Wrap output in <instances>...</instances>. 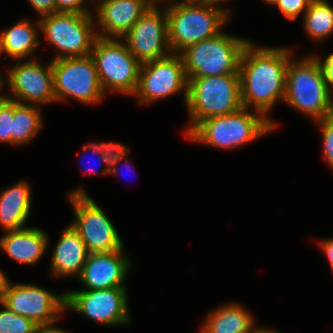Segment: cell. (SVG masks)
<instances>
[{
	"label": "cell",
	"mask_w": 333,
	"mask_h": 333,
	"mask_svg": "<svg viewBox=\"0 0 333 333\" xmlns=\"http://www.w3.org/2000/svg\"><path fill=\"white\" fill-rule=\"evenodd\" d=\"M320 65L324 74L328 92L333 98V53H330L325 60H321ZM332 88V89H331Z\"/></svg>",
	"instance_id": "4dcf8cb0"
},
{
	"label": "cell",
	"mask_w": 333,
	"mask_h": 333,
	"mask_svg": "<svg viewBox=\"0 0 333 333\" xmlns=\"http://www.w3.org/2000/svg\"><path fill=\"white\" fill-rule=\"evenodd\" d=\"M304 28L313 40L333 33V7L326 0H312L304 13Z\"/></svg>",
	"instance_id": "cb8c5ba5"
},
{
	"label": "cell",
	"mask_w": 333,
	"mask_h": 333,
	"mask_svg": "<svg viewBox=\"0 0 333 333\" xmlns=\"http://www.w3.org/2000/svg\"><path fill=\"white\" fill-rule=\"evenodd\" d=\"M47 237L39 228L24 227L0 237V248L17 262L35 265L47 249Z\"/></svg>",
	"instance_id": "d6986e66"
},
{
	"label": "cell",
	"mask_w": 333,
	"mask_h": 333,
	"mask_svg": "<svg viewBox=\"0 0 333 333\" xmlns=\"http://www.w3.org/2000/svg\"><path fill=\"white\" fill-rule=\"evenodd\" d=\"M53 325L54 324L40 326L38 327L37 333H68L67 331L61 330L58 327L55 328Z\"/></svg>",
	"instance_id": "d590c367"
},
{
	"label": "cell",
	"mask_w": 333,
	"mask_h": 333,
	"mask_svg": "<svg viewBox=\"0 0 333 333\" xmlns=\"http://www.w3.org/2000/svg\"><path fill=\"white\" fill-rule=\"evenodd\" d=\"M320 244L322 250L324 251V254L327 256V259L331 265L330 268L333 270V238L326 239L320 242Z\"/></svg>",
	"instance_id": "836d02e7"
},
{
	"label": "cell",
	"mask_w": 333,
	"mask_h": 333,
	"mask_svg": "<svg viewBox=\"0 0 333 333\" xmlns=\"http://www.w3.org/2000/svg\"><path fill=\"white\" fill-rule=\"evenodd\" d=\"M14 110L15 100L6 98L0 101V142L11 144Z\"/></svg>",
	"instance_id": "4316f807"
},
{
	"label": "cell",
	"mask_w": 333,
	"mask_h": 333,
	"mask_svg": "<svg viewBox=\"0 0 333 333\" xmlns=\"http://www.w3.org/2000/svg\"><path fill=\"white\" fill-rule=\"evenodd\" d=\"M51 67L56 102L68 97L85 105L101 102L104 92L91 56L53 59Z\"/></svg>",
	"instance_id": "30bf717a"
},
{
	"label": "cell",
	"mask_w": 333,
	"mask_h": 333,
	"mask_svg": "<svg viewBox=\"0 0 333 333\" xmlns=\"http://www.w3.org/2000/svg\"><path fill=\"white\" fill-rule=\"evenodd\" d=\"M67 197L76 217L71 225L85 243L88 253L114 252L124 248L114 225L82 187Z\"/></svg>",
	"instance_id": "9c48e42d"
},
{
	"label": "cell",
	"mask_w": 333,
	"mask_h": 333,
	"mask_svg": "<svg viewBox=\"0 0 333 333\" xmlns=\"http://www.w3.org/2000/svg\"><path fill=\"white\" fill-rule=\"evenodd\" d=\"M284 102L313 118L314 122L333 114V98L317 55L289 60Z\"/></svg>",
	"instance_id": "3957f363"
},
{
	"label": "cell",
	"mask_w": 333,
	"mask_h": 333,
	"mask_svg": "<svg viewBox=\"0 0 333 333\" xmlns=\"http://www.w3.org/2000/svg\"><path fill=\"white\" fill-rule=\"evenodd\" d=\"M185 104L191 124L185 130L186 136L200 121L234 113L243 107L240 75L189 78Z\"/></svg>",
	"instance_id": "277c9868"
},
{
	"label": "cell",
	"mask_w": 333,
	"mask_h": 333,
	"mask_svg": "<svg viewBox=\"0 0 333 333\" xmlns=\"http://www.w3.org/2000/svg\"><path fill=\"white\" fill-rule=\"evenodd\" d=\"M255 333H280L278 332V330H274V329H270V328H263V327H260Z\"/></svg>",
	"instance_id": "8d00e7d4"
},
{
	"label": "cell",
	"mask_w": 333,
	"mask_h": 333,
	"mask_svg": "<svg viewBox=\"0 0 333 333\" xmlns=\"http://www.w3.org/2000/svg\"><path fill=\"white\" fill-rule=\"evenodd\" d=\"M31 210V191L25 181L0 194V226L5 231L23 229Z\"/></svg>",
	"instance_id": "ffe728a7"
},
{
	"label": "cell",
	"mask_w": 333,
	"mask_h": 333,
	"mask_svg": "<svg viewBox=\"0 0 333 333\" xmlns=\"http://www.w3.org/2000/svg\"><path fill=\"white\" fill-rule=\"evenodd\" d=\"M100 152L104 155L106 164L109 166V174L117 173L118 162L128 155L129 149L122 144H114L113 142H98L96 143Z\"/></svg>",
	"instance_id": "484cf974"
},
{
	"label": "cell",
	"mask_w": 333,
	"mask_h": 333,
	"mask_svg": "<svg viewBox=\"0 0 333 333\" xmlns=\"http://www.w3.org/2000/svg\"><path fill=\"white\" fill-rule=\"evenodd\" d=\"M123 249L114 252L89 253L83 266L80 283L84 290H103L114 287H125L126 274L131 263L123 256Z\"/></svg>",
	"instance_id": "2e32d148"
},
{
	"label": "cell",
	"mask_w": 333,
	"mask_h": 333,
	"mask_svg": "<svg viewBox=\"0 0 333 333\" xmlns=\"http://www.w3.org/2000/svg\"><path fill=\"white\" fill-rule=\"evenodd\" d=\"M3 310H0V333H37L38 325L24 316L10 311L1 302Z\"/></svg>",
	"instance_id": "d4e9b609"
},
{
	"label": "cell",
	"mask_w": 333,
	"mask_h": 333,
	"mask_svg": "<svg viewBox=\"0 0 333 333\" xmlns=\"http://www.w3.org/2000/svg\"><path fill=\"white\" fill-rule=\"evenodd\" d=\"M41 16L56 13L55 0H28Z\"/></svg>",
	"instance_id": "1f68e13d"
},
{
	"label": "cell",
	"mask_w": 333,
	"mask_h": 333,
	"mask_svg": "<svg viewBox=\"0 0 333 333\" xmlns=\"http://www.w3.org/2000/svg\"><path fill=\"white\" fill-rule=\"evenodd\" d=\"M85 243L78 232L68 225L63 231L53 250L51 260V271L54 276L67 277L70 275H81L88 256Z\"/></svg>",
	"instance_id": "ac0fdd59"
},
{
	"label": "cell",
	"mask_w": 333,
	"mask_h": 333,
	"mask_svg": "<svg viewBox=\"0 0 333 333\" xmlns=\"http://www.w3.org/2000/svg\"><path fill=\"white\" fill-rule=\"evenodd\" d=\"M252 315L240 304L231 303L209 312L201 333H255Z\"/></svg>",
	"instance_id": "44dd1931"
},
{
	"label": "cell",
	"mask_w": 333,
	"mask_h": 333,
	"mask_svg": "<svg viewBox=\"0 0 333 333\" xmlns=\"http://www.w3.org/2000/svg\"><path fill=\"white\" fill-rule=\"evenodd\" d=\"M122 39L141 64L170 55L166 10L162 13L155 2Z\"/></svg>",
	"instance_id": "5bb4252c"
},
{
	"label": "cell",
	"mask_w": 333,
	"mask_h": 333,
	"mask_svg": "<svg viewBox=\"0 0 333 333\" xmlns=\"http://www.w3.org/2000/svg\"><path fill=\"white\" fill-rule=\"evenodd\" d=\"M264 1L267 2L268 4L274 5L277 0H264Z\"/></svg>",
	"instance_id": "f35d334b"
},
{
	"label": "cell",
	"mask_w": 333,
	"mask_h": 333,
	"mask_svg": "<svg viewBox=\"0 0 333 333\" xmlns=\"http://www.w3.org/2000/svg\"><path fill=\"white\" fill-rule=\"evenodd\" d=\"M91 13L57 12L39 19L40 31L44 33L59 53L54 59L87 57L91 55L97 33L94 32Z\"/></svg>",
	"instance_id": "ba28073f"
},
{
	"label": "cell",
	"mask_w": 333,
	"mask_h": 333,
	"mask_svg": "<svg viewBox=\"0 0 333 333\" xmlns=\"http://www.w3.org/2000/svg\"><path fill=\"white\" fill-rule=\"evenodd\" d=\"M85 1L86 0H55L56 13H91L87 10V8H85V6H83Z\"/></svg>",
	"instance_id": "f546056e"
},
{
	"label": "cell",
	"mask_w": 333,
	"mask_h": 333,
	"mask_svg": "<svg viewBox=\"0 0 333 333\" xmlns=\"http://www.w3.org/2000/svg\"><path fill=\"white\" fill-rule=\"evenodd\" d=\"M97 4V22L101 38H123L154 0H101Z\"/></svg>",
	"instance_id": "e0dca14e"
},
{
	"label": "cell",
	"mask_w": 333,
	"mask_h": 333,
	"mask_svg": "<svg viewBox=\"0 0 333 333\" xmlns=\"http://www.w3.org/2000/svg\"><path fill=\"white\" fill-rule=\"evenodd\" d=\"M4 85L3 81H2V77L0 75V89L2 88V86Z\"/></svg>",
	"instance_id": "60d3db41"
},
{
	"label": "cell",
	"mask_w": 333,
	"mask_h": 333,
	"mask_svg": "<svg viewBox=\"0 0 333 333\" xmlns=\"http://www.w3.org/2000/svg\"><path fill=\"white\" fill-rule=\"evenodd\" d=\"M166 2L168 44L172 53L179 54L192 44L218 35L229 20V9L217 7L219 3Z\"/></svg>",
	"instance_id": "7a4b0ae2"
},
{
	"label": "cell",
	"mask_w": 333,
	"mask_h": 333,
	"mask_svg": "<svg viewBox=\"0 0 333 333\" xmlns=\"http://www.w3.org/2000/svg\"><path fill=\"white\" fill-rule=\"evenodd\" d=\"M183 2H207V3H221L223 0H183Z\"/></svg>",
	"instance_id": "74e56055"
},
{
	"label": "cell",
	"mask_w": 333,
	"mask_h": 333,
	"mask_svg": "<svg viewBox=\"0 0 333 333\" xmlns=\"http://www.w3.org/2000/svg\"><path fill=\"white\" fill-rule=\"evenodd\" d=\"M291 50L278 47H255L251 41L244 48L239 75L241 101L245 108H254L266 115L279 101H284L286 71Z\"/></svg>",
	"instance_id": "6da1fadb"
},
{
	"label": "cell",
	"mask_w": 333,
	"mask_h": 333,
	"mask_svg": "<svg viewBox=\"0 0 333 333\" xmlns=\"http://www.w3.org/2000/svg\"><path fill=\"white\" fill-rule=\"evenodd\" d=\"M6 81L13 94L9 99L21 104L39 105L56 102L51 62L41 66L37 60L16 63L8 70ZM26 102V103H25Z\"/></svg>",
	"instance_id": "9a60e30c"
},
{
	"label": "cell",
	"mask_w": 333,
	"mask_h": 333,
	"mask_svg": "<svg viewBox=\"0 0 333 333\" xmlns=\"http://www.w3.org/2000/svg\"><path fill=\"white\" fill-rule=\"evenodd\" d=\"M188 79L180 54L170 55L141 64L138 85L133 94L140 104L172 96L184 90L187 100Z\"/></svg>",
	"instance_id": "8fae6325"
},
{
	"label": "cell",
	"mask_w": 333,
	"mask_h": 333,
	"mask_svg": "<svg viewBox=\"0 0 333 333\" xmlns=\"http://www.w3.org/2000/svg\"><path fill=\"white\" fill-rule=\"evenodd\" d=\"M0 91H1V89H0ZM6 98H8V96H6V95H5V96H4V95H0V101H1V100H4V99H6Z\"/></svg>",
	"instance_id": "ab89813d"
},
{
	"label": "cell",
	"mask_w": 333,
	"mask_h": 333,
	"mask_svg": "<svg viewBox=\"0 0 333 333\" xmlns=\"http://www.w3.org/2000/svg\"><path fill=\"white\" fill-rule=\"evenodd\" d=\"M249 42L222 31L212 38L186 47L179 54L187 79L239 74L241 56Z\"/></svg>",
	"instance_id": "8992f818"
},
{
	"label": "cell",
	"mask_w": 333,
	"mask_h": 333,
	"mask_svg": "<svg viewBox=\"0 0 333 333\" xmlns=\"http://www.w3.org/2000/svg\"><path fill=\"white\" fill-rule=\"evenodd\" d=\"M90 56L95 62L104 93L107 89L126 95L135 93L141 63L122 39L97 37Z\"/></svg>",
	"instance_id": "52a82bcc"
},
{
	"label": "cell",
	"mask_w": 333,
	"mask_h": 333,
	"mask_svg": "<svg viewBox=\"0 0 333 333\" xmlns=\"http://www.w3.org/2000/svg\"><path fill=\"white\" fill-rule=\"evenodd\" d=\"M275 127L263 114L242 107L234 113L200 121L187 135L190 140L217 148H234L268 134Z\"/></svg>",
	"instance_id": "5b68a950"
},
{
	"label": "cell",
	"mask_w": 333,
	"mask_h": 333,
	"mask_svg": "<svg viewBox=\"0 0 333 333\" xmlns=\"http://www.w3.org/2000/svg\"><path fill=\"white\" fill-rule=\"evenodd\" d=\"M65 294V309H72L97 323L114 326L131 322L126 287L73 290Z\"/></svg>",
	"instance_id": "7c38bea8"
},
{
	"label": "cell",
	"mask_w": 333,
	"mask_h": 333,
	"mask_svg": "<svg viewBox=\"0 0 333 333\" xmlns=\"http://www.w3.org/2000/svg\"><path fill=\"white\" fill-rule=\"evenodd\" d=\"M89 148H90V150L92 151V153L93 154H98V156H99V158H100V160H101V163L100 164H102L103 162H104V164H105V170L103 171V172H100L99 171V169L98 170H89L92 174L93 173H95V174H98V173H102L103 175H107L108 173H109V166L106 164V160H105V157H104V155L100 152V150H99V147H98V145L96 144V143H91V144H88V145H84L83 147H82V149L84 150V151H87V150H89ZM103 161V162H102ZM100 166V165H99Z\"/></svg>",
	"instance_id": "d6a6232c"
},
{
	"label": "cell",
	"mask_w": 333,
	"mask_h": 333,
	"mask_svg": "<svg viewBox=\"0 0 333 333\" xmlns=\"http://www.w3.org/2000/svg\"><path fill=\"white\" fill-rule=\"evenodd\" d=\"M0 302L40 327L60 319L65 310L66 294H55L31 284H10Z\"/></svg>",
	"instance_id": "4fadbf2b"
},
{
	"label": "cell",
	"mask_w": 333,
	"mask_h": 333,
	"mask_svg": "<svg viewBox=\"0 0 333 333\" xmlns=\"http://www.w3.org/2000/svg\"><path fill=\"white\" fill-rule=\"evenodd\" d=\"M11 282H9L7 276L0 270V300L4 297L5 293L9 289Z\"/></svg>",
	"instance_id": "e575fe53"
},
{
	"label": "cell",
	"mask_w": 333,
	"mask_h": 333,
	"mask_svg": "<svg viewBox=\"0 0 333 333\" xmlns=\"http://www.w3.org/2000/svg\"><path fill=\"white\" fill-rule=\"evenodd\" d=\"M42 124L40 108L37 105L21 104L15 101L11 144L21 145L29 142L41 129Z\"/></svg>",
	"instance_id": "603a6c76"
},
{
	"label": "cell",
	"mask_w": 333,
	"mask_h": 333,
	"mask_svg": "<svg viewBox=\"0 0 333 333\" xmlns=\"http://www.w3.org/2000/svg\"><path fill=\"white\" fill-rule=\"evenodd\" d=\"M37 26L39 27L36 28L30 21L23 19L3 31L0 34V56L4 52L13 59H23L34 53L41 43L37 34L38 29L40 30L39 20Z\"/></svg>",
	"instance_id": "7402d4cb"
},
{
	"label": "cell",
	"mask_w": 333,
	"mask_h": 333,
	"mask_svg": "<svg viewBox=\"0 0 333 333\" xmlns=\"http://www.w3.org/2000/svg\"><path fill=\"white\" fill-rule=\"evenodd\" d=\"M322 131L323 154L329 166L333 169V114L316 121Z\"/></svg>",
	"instance_id": "83f0119b"
},
{
	"label": "cell",
	"mask_w": 333,
	"mask_h": 333,
	"mask_svg": "<svg viewBox=\"0 0 333 333\" xmlns=\"http://www.w3.org/2000/svg\"><path fill=\"white\" fill-rule=\"evenodd\" d=\"M312 0H277L274 4L289 20L295 21L303 12H306Z\"/></svg>",
	"instance_id": "f1b7e54d"
}]
</instances>
